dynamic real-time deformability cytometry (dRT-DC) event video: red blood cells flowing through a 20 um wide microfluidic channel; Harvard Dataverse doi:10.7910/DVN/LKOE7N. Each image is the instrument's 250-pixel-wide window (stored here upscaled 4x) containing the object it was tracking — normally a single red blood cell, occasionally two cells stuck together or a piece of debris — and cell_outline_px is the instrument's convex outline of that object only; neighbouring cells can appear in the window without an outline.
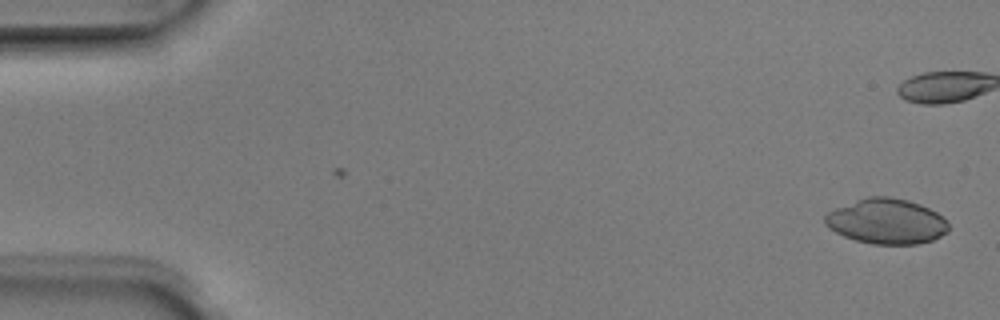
{"species": "Egyptian fruit bat (a non-hibernating species)", "species_latin": "Rousettus aegyptiacus", "temperature_condition": "room temperature", "stored_images_in_passage": 2, "camera_frame_rate_fps": 3000, "um_per_image_px": 0.085, "animal": {"sex": "male"}, "frame": {"image": 1, "passage_image": 2, "time_ms": 0.333, "image_size_px": [1000, 320], "cell_outline_px": [[948, 232], [932, 240], [916, 244], [872, 244], [856, 240], [844, 236], [828, 228], [824, 224], [824, 216], [828, 212], [836, 208], [856, 200], [868, 196], [888, 196], [908, 200], [920, 204], [936, 212], [948, 220]], "centroid_in_image_um": [75.35, 18.81], "position_along_channel_um": 9.6, "area_um2": 32.6}}